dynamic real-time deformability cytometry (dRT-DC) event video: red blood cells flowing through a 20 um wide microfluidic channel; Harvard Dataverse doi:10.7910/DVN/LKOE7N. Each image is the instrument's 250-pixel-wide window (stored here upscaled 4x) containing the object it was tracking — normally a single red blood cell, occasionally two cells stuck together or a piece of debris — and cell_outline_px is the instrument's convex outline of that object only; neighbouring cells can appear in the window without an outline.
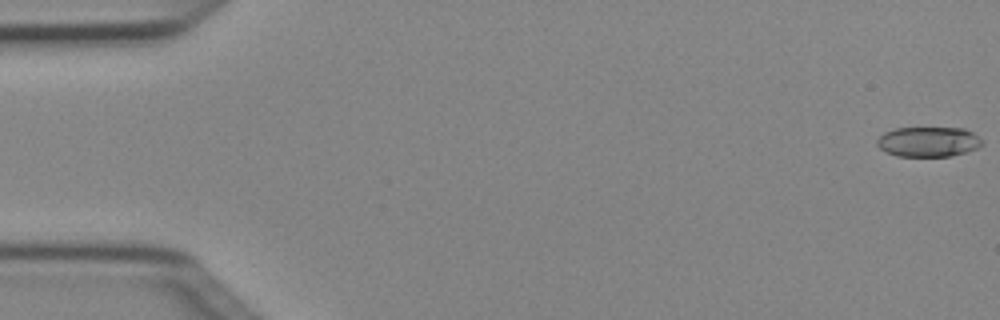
{"species": "Egyptian fruit bat (a non-hibernating species)", "species_latin": "Rousettus aegyptiacus", "temperature_condition": "cold", "stored_images_in_passage": 5, "camera_frame_rate_fps": 3000, "um_per_image_px": 0.085, "animal": {"sex": "female"}, "frame": {"image": 1, "passage_image": 1, "time_ms": 0.0, "image_size_px": [1000, 320], "cell_outline_px": [[984, 144], [976, 148], [964, 152], [948, 156], [896, 156], [884, 152], [876, 144], [876, 140], [884, 132], [896, 128], [964, 128], [972, 132], [984, 140]], "centroid_in_image_um": [78.89, 12.04], "position_along_channel_um": 6.1, "area_um2": 18.44}}
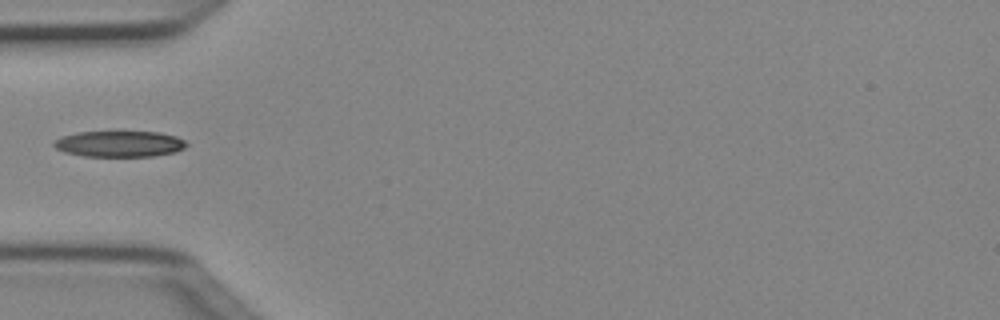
{"frame": {"image": 2, "passage_image": 4, "time_ms": 1.0, "image_size_px": [1000, 320], "cell_outline_px": [[188, 144], [184, 148], [176, 152], [152, 156], [84, 156], [64, 152], [56, 148], [52, 144], [60, 136], [76, 132], [160, 132], [176, 136], [184, 140]], "centroid_in_image_um": [10.15, 12.23], "position_along_channel_um": 74.8, "area_um2": 20.11}}
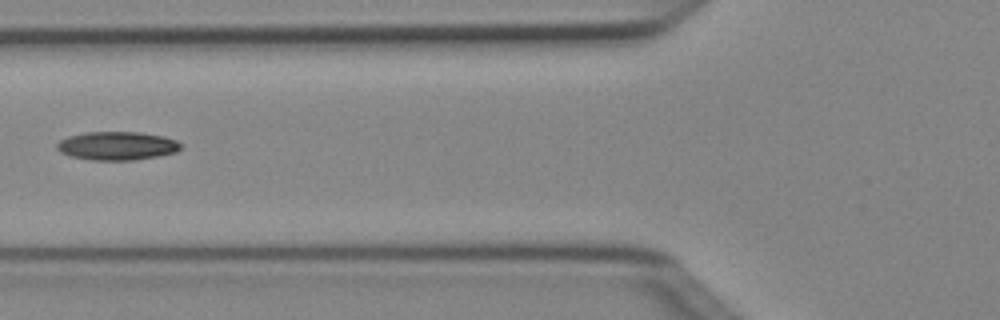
{"frame": {"image": 3, "passage_image": 5, "time_ms": 1.333, "image_size_px": [1000, 320], "cell_outline_px": [[184, 148], [176, 152], [160, 156], [132, 160], [92, 160], [68, 156], [60, 152], [56, 148], [56, 144], [60, 140], [68, 136], [84, 132], [140, 132], [164, 136], [176, 140]], "centroid_in_image_um": [9.95, 12.39], "position_along_channel_um": 115.8, "area_um2": 20.81}}